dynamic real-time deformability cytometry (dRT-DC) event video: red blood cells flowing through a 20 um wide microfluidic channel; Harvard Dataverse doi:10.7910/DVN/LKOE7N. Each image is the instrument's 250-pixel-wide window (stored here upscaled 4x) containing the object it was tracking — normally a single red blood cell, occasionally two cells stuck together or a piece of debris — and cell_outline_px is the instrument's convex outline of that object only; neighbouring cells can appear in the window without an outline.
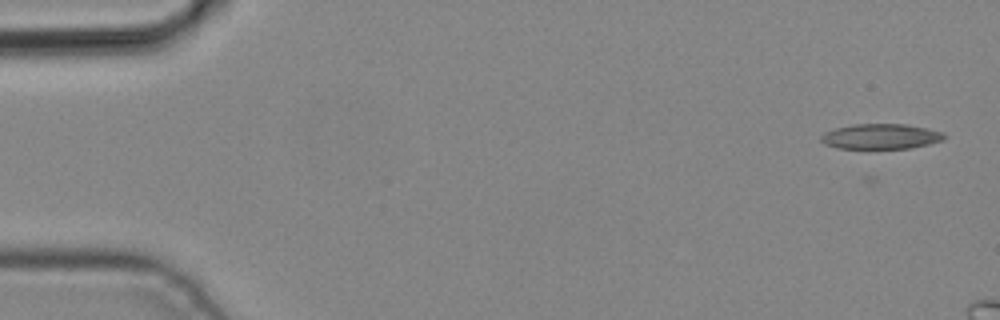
{"species": "common noctule bat (a hibernating species)", "species_latin": "Nyctalus noctula", "temperature_condition": "cold", "stored_images_in_passage": 3, "camera_frame_rate_fps": 3000, "um_per_image_px": 0.085, "animal": {"sex": "male", "body_mass_g": 19.2, "forearm_length_mm": 51.8}, "frame": {"image": 1, "passage_image": 1, "time_ms": 0.0, "image_size_px": [1000, 320], "cell_outline_px": [[948, 136], [944, 140], [912, 148], [836, 148], [824, 144], [820, 140], [820, 136], [824, 132], [836, 128], [852, 124], [904, 124], [928, 128], [944, 132]], "centroid_in_image_um": [74.89, 11.59], "position_along_channel_um": 10.1, "area_um2": 18.26}}